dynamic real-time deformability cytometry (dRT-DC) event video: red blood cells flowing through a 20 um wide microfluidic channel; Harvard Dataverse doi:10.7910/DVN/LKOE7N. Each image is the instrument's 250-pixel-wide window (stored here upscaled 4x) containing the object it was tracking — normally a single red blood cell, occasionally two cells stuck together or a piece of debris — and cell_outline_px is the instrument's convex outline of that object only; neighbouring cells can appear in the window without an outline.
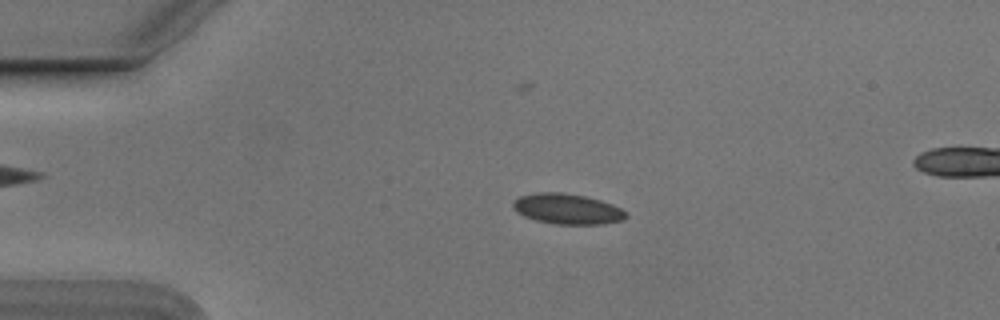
{"species": "Egyptian fruit bat (a non-hibernating species)", "species_latin": "Rousettus aegyptiacus", "temperature_condition": "cold", "stored_images_in_passage": 55, "segment_of_instrument_passage": [1, 2], "camera_frame_rate_fps": 3000, "um_per_image_px": 0.085, "animal": {"sex": "male"}, "frame": {"image": 1, "passage_image": 12, "time_ms": 3.667, "image_size_px": [1000, 320], "cell_outline_px": [[628, 216], [624, 220], [604, 224], [556, 224], [536, 220], [524, 216], [516, 212], [512, 208], [512, 200], [520, 196], [536, 192], [560, 192], [584, 196], [600, 200], [612, 204], [628, 212]], "centroid_in_image_um": [48.21, 17.76], "position_along_channel_um": 36.8, "area_um2": 20.23}}
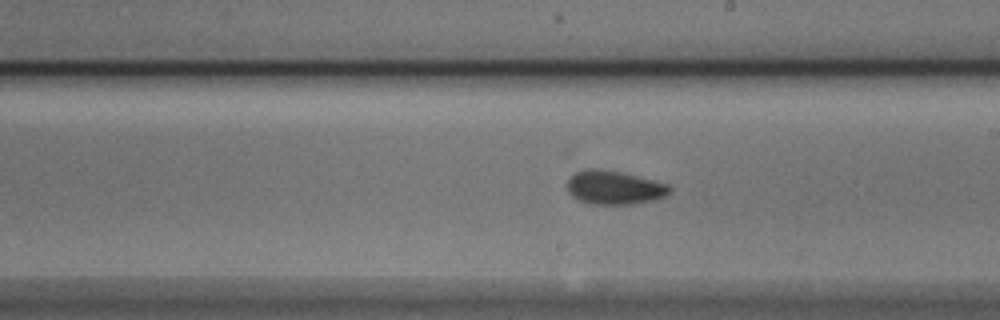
{"frame": {"image": 2, "passage_image": 31, "time_ms": 10.0, "image_size_px": [1000, 320], "cell_outline_px": [[672, 192], [656, 200], [632, 204], [588, 204], [572, 196], [568, 192], [568, 180], [576, 172], [588, 168], [592, 168], [620, 172], [668, 184], [672, 188]], "centroid_in_image_um": [52.23, 15.96], "position_along_channel_um": 236.8, "area_um2": 20.0}}
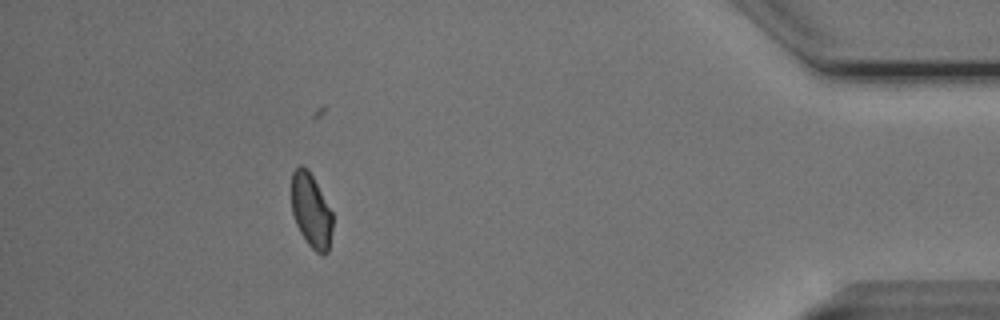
{"frame": {"image": 3, "passage_image": 49, "time_ms": 16.0, "image_size_px": [1000, 320], "cell_outline_px": [[332, 228], [328, 252], [316, 252], [308, 244], [300, 232], [296, 224], [292, 212], [292, 172], [300, 164], [308, 168], [332, 212]], "centroid_in_image_um": [26.43, 17.87], "position_along_channel_um": 408.8, "area_um2": 17.51}}